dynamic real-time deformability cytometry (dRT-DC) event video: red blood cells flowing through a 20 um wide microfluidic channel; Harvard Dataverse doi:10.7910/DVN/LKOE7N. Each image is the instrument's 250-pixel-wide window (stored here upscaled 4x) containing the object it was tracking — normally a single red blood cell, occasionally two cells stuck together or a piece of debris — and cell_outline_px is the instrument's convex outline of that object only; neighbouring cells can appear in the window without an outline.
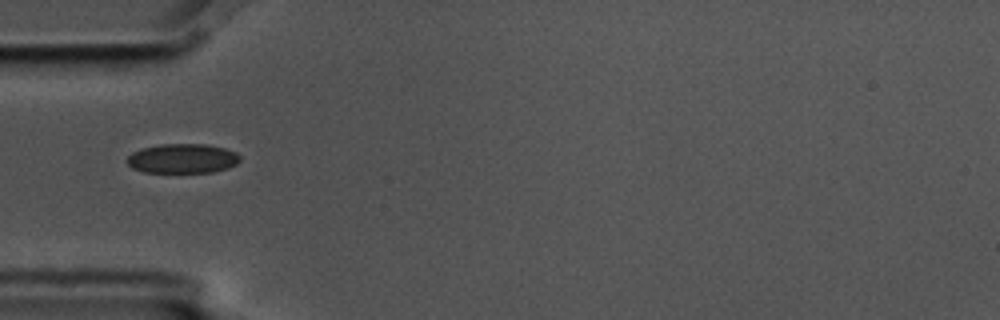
{"species": "common noctule bat (a hibernating species)", "species_latin": "Nyctalus noctula", "temperature_condition": "cold", "stored_images_in_passage": 5, "camera_frame_rate_fps": 3000, "um_per_image_px": 0.085, "animal": {"sex": "male", "body_mass_g": 17.5, "forearm_length_mm": 52.3}, "frame": {"image": 1, "passage_image": 1, "time_ms": 0.0, "image_size_px": [1000, 320], "cell_outline_px": [[240, 160], [236, 164], [228, 168], [212, 172], [144, 172], [132, 168], [128, 164], [128, 156], [132, 152], [140, 148], [160, 144], [204, 144], [224, 148], [236, 152], [240, 156]], "centroid_in_image_um": [15.51, 13.47], "position_along_channel_um": 69.5, "area_um2": 19.42}}